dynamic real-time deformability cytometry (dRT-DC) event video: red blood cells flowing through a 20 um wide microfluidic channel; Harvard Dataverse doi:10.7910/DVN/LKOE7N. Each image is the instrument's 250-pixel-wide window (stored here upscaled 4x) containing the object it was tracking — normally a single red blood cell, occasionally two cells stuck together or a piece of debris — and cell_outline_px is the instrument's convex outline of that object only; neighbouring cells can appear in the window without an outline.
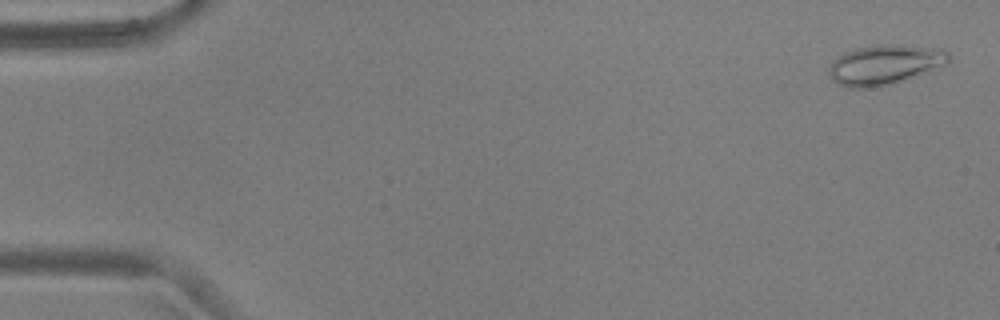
{"species": "common noctule bat (a hibernating species)", "species_latin": "Nyctalus noctula", "temperature_condition": "warm", "stored_images_in_passage": 40, "camera_frame_rate_fps": 3000, "um_per_image_px": 0.085, "animal": {"sex": "male", "body_mass_g": 17.9, "forearm_length_mm": 54.2}, "frame": {"image": 1, "passage_image": 2, "time_ms": 0.333, "image_size_px": [1000, 320], "cell_outline_px": [[952, 56], [948, 64], [892, 84], [868, 88], [848, 88], [832, 80], [828, 72], [828, 68], [832, 60], [844, 52], [856, 48], [880, 44], [896, 44], [940, 48], [948, 52]], "centroid_in_image_um": [75.2, 5.48], "position_along_channel_um": 9.8, "area_um2": 28.03}}
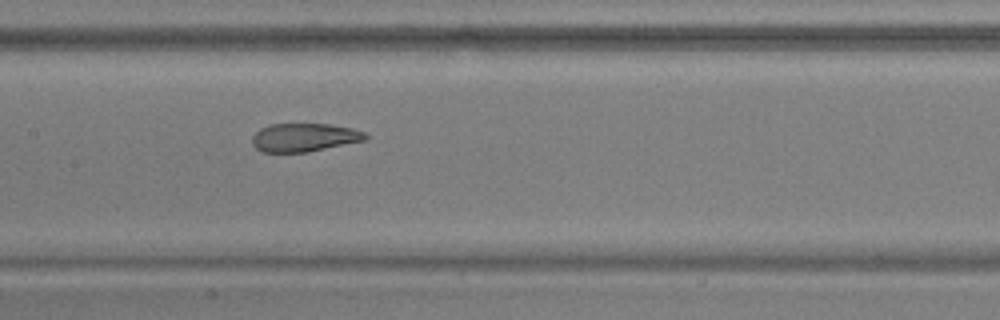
{"frame": {"image": 2, "passage_image": 27, "time_ms": 8.667, "image_size_px": [1000, 320], "cell_outline_px": [[368, 140], [308, 152], [260, 152], [252, 144], [252, 136], [260, 128], [268, 124], [328, 124], [352, 128], [364, 132], [368, 136]], "centroid_in_image_um": [25.86, 11.68], "position_along_channel_um": 181.5, "area_um2": 18.9}}
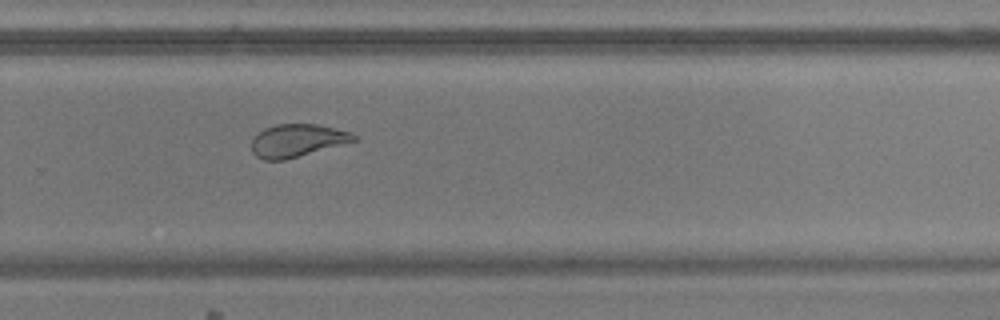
{"frame": {"image": 3, "passage_image": 37, "time_ms": 12.0, "image_size_px": [1000, 320], "cell_outline_px": [[360, 140], [284, 160], [264, 160], [256, 156], [252, 152], [252, 136], [264, 128], [276, 124], [320, 124], [348, 132], [356, 136]], "centroid_in_image_um": [25.25, 11.94], "position_along_channel_um": 304.6, "area_um2": 19.65}}